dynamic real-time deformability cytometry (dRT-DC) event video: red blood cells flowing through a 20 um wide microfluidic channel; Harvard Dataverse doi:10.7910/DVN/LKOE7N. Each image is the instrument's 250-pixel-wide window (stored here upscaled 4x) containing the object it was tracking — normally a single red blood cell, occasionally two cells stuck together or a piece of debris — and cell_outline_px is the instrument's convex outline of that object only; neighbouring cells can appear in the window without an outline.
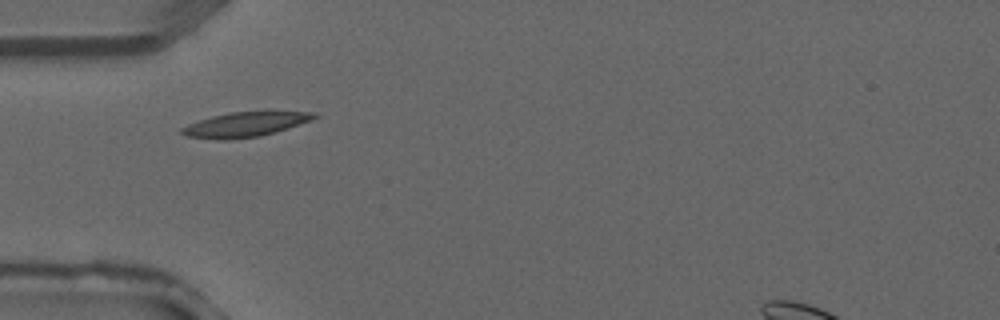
{"species": "common noctule bat (a hibernating species)", "species_latin": "Nyctalus noctula", "temperature_condition": "warm", "stored_images_in_passage": 2, "camera_frame_rate_fps": 3000, "um_per_image_px": 0.085, "animal": {"sex": "male", "forearm_length_mm": 52.5}, "frame": {"image": 1, "passage_image": 1, "time_ms": 0.0, "image_size_px": [1000, 320], "cell_outline_px": [[320, 116], [312, 120], [288, 128], [260, 136], [228, 140], [216, 140], [188, 136], [180, 132], [180, 128], [188, 124], [212, 116], [232, 112], [268, 108], [316, 112]], "centroid_in_image_um": [20.97, 10.52], "position_along_channel_um": 64.0, "area_um2": 20.11}}
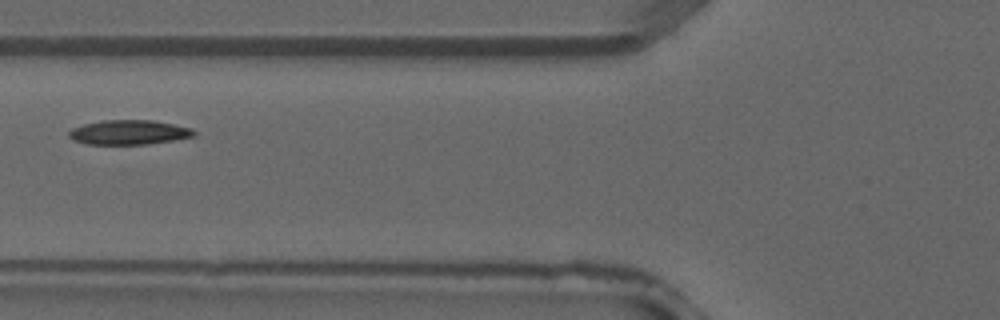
{"frame": {"image": 2, "passage_image": 2, "time_ms": 0.333, "image_size_px": [1000, 320], "cell_outline_px": [[196, 136], [148, 144], [88, 144], [76, 140], [68, 136], [68, 132], [72, 128], [84, 124], [104, 120], [152, 120], [192, 128], [196, 132]], "centroid_in_image_um": [10.98, 11.24], "position_along_channel_um": 114.8, "area_um2": 17.74}}